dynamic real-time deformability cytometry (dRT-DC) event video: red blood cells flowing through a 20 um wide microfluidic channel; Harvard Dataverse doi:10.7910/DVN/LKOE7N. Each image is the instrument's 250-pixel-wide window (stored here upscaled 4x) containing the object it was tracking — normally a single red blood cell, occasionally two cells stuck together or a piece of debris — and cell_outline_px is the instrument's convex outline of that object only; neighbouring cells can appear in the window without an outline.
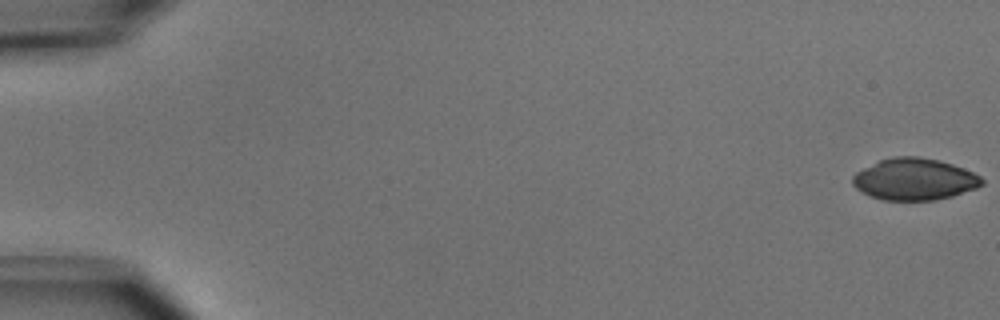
{"species": "common noctule bat (a hibernating species)", "species_latin": "Nyctalus noctula", "temperature_condition": "cold", "stored_images_in_passage": 52, "camera_frame_rate_fps": 3000, "um_per_image_px": 0.085, "animal": {"sex": "male", "body_mass_g": 15.6}, "frame": {"image": 1, "passage_image": 1, "time_ms": 0.0, "image_size_px": [1000, 320], "cell_outline_px": [[984, 184], [976, 188], [952, 196], [936, 200], [884, 200], [872, 196], [856, 188], [852, 184], [852, 176], [856, 172], [880, 160], [892, 156], [920, 156], [940, 160], [964, 168], [980, 176], [984, 180]], "centroid_in_image_um": [77.75, 15.22], "position_along_channel_um": 7.3, "area_um2": 31.44}}
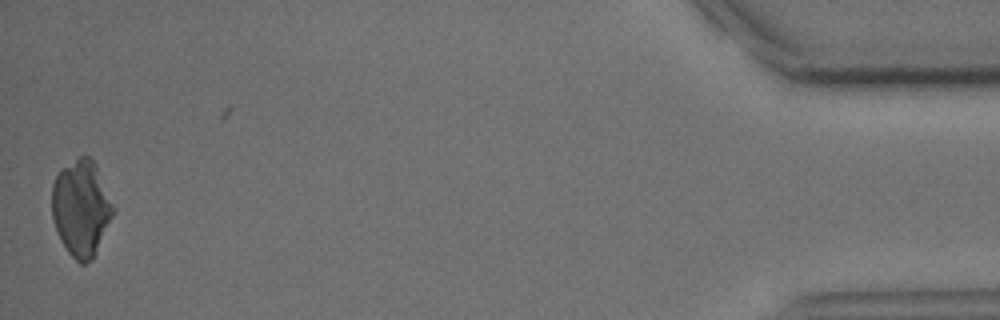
{"frame": {"image": 2, "passage_image": 51, "time_ms": 16.667, "image_size_px": [1000, 320], "cell_outline_px": [[116, 208], [92, 260], [84, 264], [80, 264], [68, 252], [56, 228], [52, 216], [52, 184], [56, 176], [64, 168], [80, 156], [88, 156], [96, 164]], "centroid_in_image_um": [6.92, 17.69], "position_along_channel_um": 428.3, "area_um2": 33.93}}